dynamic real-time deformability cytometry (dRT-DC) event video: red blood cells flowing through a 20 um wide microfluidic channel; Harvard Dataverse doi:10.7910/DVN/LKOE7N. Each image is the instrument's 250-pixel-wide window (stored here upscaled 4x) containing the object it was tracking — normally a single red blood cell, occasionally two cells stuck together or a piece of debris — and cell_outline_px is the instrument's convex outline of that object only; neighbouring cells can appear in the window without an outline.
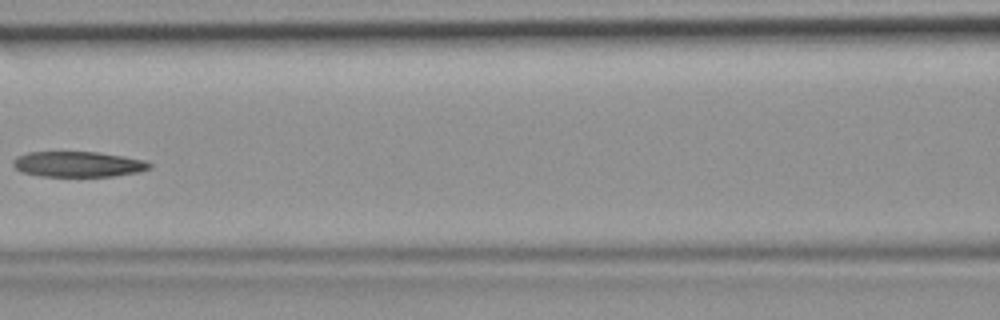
{"species": "common noctule bat (a hibernating species)", "species_latin": "Nyctalus noctula", "temperature_condition": "room temperature", "stored_images_in_passage": 3, "camera_frame_rate_fps": 3000, "um_per_image_px": 0.085, "animal": {"sex": "female", "body_mass_g": 19.9}, "frame": {"image": 1, "passage_image": 3, "time_ms": 0.667, "image_size_px": [1000, 320], "cell_outline_px": [[152, 168], [140, 172], [112, 176], [40, 176], [20, 172], [12, 164], [12, 160], [16, 156], [28, 152], [100, 152], [124, 156], [144, 160], [152, 164]], "centroid_in_image_um": [6.64, 13.95], "position_along_channel_um": 160.0, "area_um2": 20.46}}